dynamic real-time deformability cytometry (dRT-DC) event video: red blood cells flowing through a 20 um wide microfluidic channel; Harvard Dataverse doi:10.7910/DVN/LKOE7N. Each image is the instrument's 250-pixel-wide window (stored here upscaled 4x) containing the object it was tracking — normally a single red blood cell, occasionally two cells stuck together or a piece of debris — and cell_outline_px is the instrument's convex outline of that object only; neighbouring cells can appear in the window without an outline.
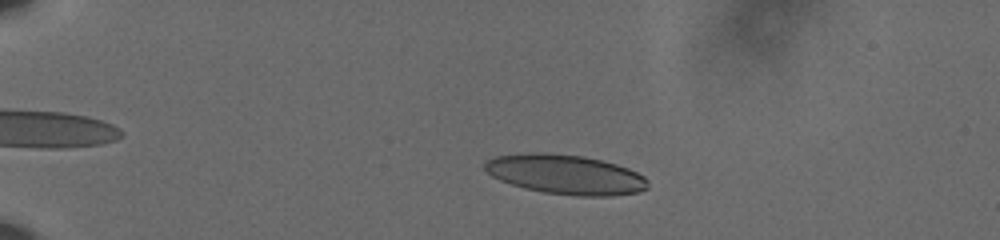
{"species": "human", "species_latin": "Homo sapiens", "temperature_condition": "cold", "stored_images_in_passage": 56, "camera_frame_rate_fps": 3000, "um_per_image_px": 0.085, "donor": {"sex": "male"}, "frame": {"image": 1, "passage_image": 11, "time_ms": 3.333, "image_size_px": [1000, 240], "cell_outline_px": [[648, 188], [636, 192], [612, 196], [576, 196], [544, 192], [524, 188], [500, 180], [492, 176], [484, 168], [484, 164], [488, 160], [496, 156], [528, 152], [544, 152], [584, 156], [616, 164], [628, 168], [644, 176], [648, 180]], "centroid_in_image_um": [48.07, 14.82], "position_along_channel_um": 36.9, "area_um2": 37.63}}
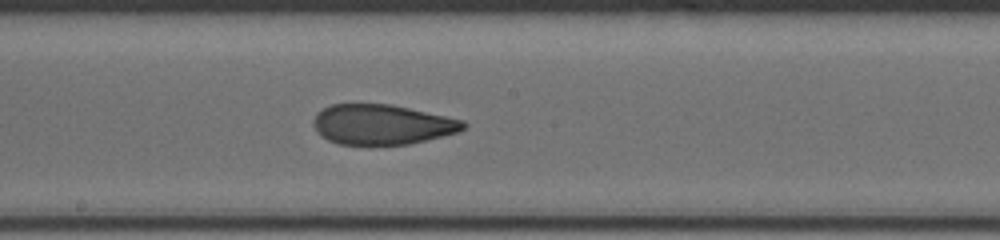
{"frame": {"image": 2, "passage_image": 32, "time_ms": 10.333, "image_size_px": [1000, 240], "cell_outline_px": [[468, 124], [460, 132], [444, 136], [408, 144], [340, 144], [328, 140], [316, 132], [312, 124], [316, 112], [332, 104], [392, 104], [464, 120]], "centroid_in_image_um": [32.48, 10.57], "position_along_channel_um": 215.7, "area_um2": 35.08}}
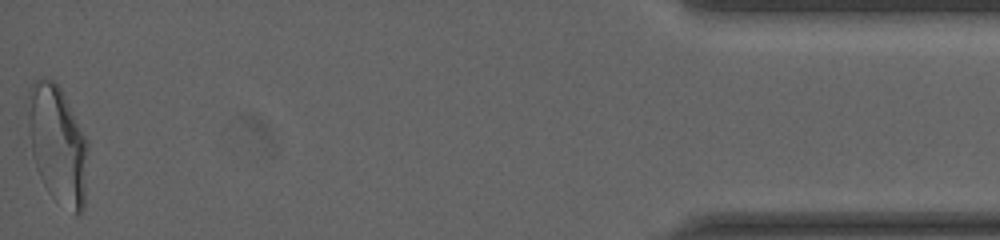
{"frame": {"image": 3, "passage_image": 56, "time_ms": 18.333, "image_size_px": [1000, 240], "cell_outline_px": [[88, 148], [84, 208], [80, 216], [76, 216], [52, 196], [48, 192], [36, 168], [32, 156], [28, 128], [28, 88], [36, 80], [44, 76], [52, 80], [64, 92], [88, 140]], "centroid_in_image_um": [4.91, 12.26], "position_along_channel_um": 430.3, "area_um2": 41.79}, "authors_computed_cell_mechanics": {"area_um2": 36.6741, "velocity_mm_per_s": 3.6235, "shape_relaxation_time_tau1_ms": 9.1452, "shape_relaxation_time_tau2_ms": 1.4448, "deformation_change_tau1": 0.2288, "deformation_change_tau2": 0.0766}}